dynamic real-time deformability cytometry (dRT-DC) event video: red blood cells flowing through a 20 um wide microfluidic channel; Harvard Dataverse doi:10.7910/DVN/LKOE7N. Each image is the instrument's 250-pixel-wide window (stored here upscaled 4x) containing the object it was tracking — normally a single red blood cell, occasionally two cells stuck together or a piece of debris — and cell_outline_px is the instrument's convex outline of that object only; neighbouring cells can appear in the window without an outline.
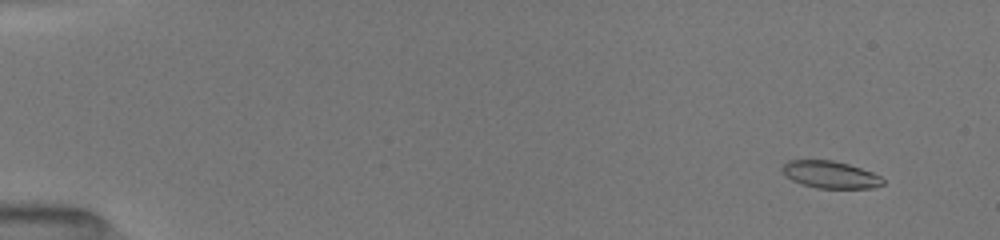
{"species": "common noctule bat (a hibernating species)", "species_latin": "Nyctalus noctula", "temperature_condition": "room temperature", "stored_images_in_passage": 40, "camera_frame_rate_fps": 3000, "um_per_image_px": 0.085, "animal": {"sex": "female", "body_mass_g": 19.5, "forearm_length_mm": 54.1}, "frame": {"image": 1, "passage_image": 3, "time_ms": 1.333, "image_size_px": [1000, 240], "cell_outline_px": [[884, 184], [872, 188], [816, 188], [800, 184], [784, 176], [780, 168], [788, 160], [832, 160], [848, 164], [872, 172], [880, 176], [884, 180]], "centroid_in_image_um": [70.53, 14.85], "position_along_channel_um": 14.5, "area_um2": 16.07}}
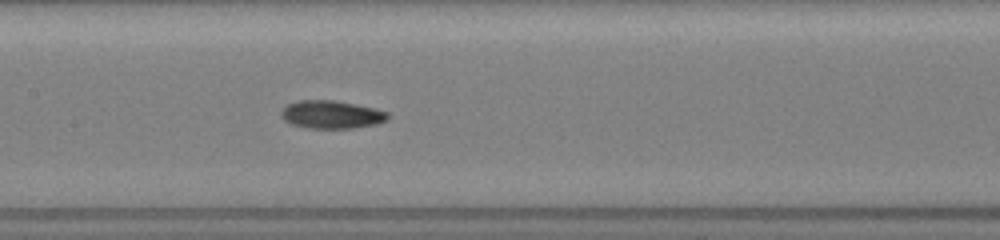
{"frame": {"image": 2, "passage_image": 18, "time_ms": 9.0, "image_size_px": [1000, 240], "cell_outline_px": [[388, 120], [376, 124], [352, 128], [308, 128], [292, 124], [284, 120], [280, 116], [280, 112], [288, 104], [300, 100], [332, 100], [372, 108], [388, 112]], "centroid_in_image_um": [28.15, 9.74], "position_along_channel_um": 179.3, "area_um2": 17.17}}
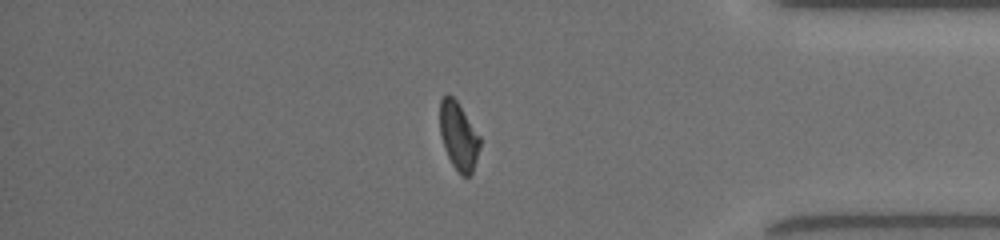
{"frame": {"image": 3, "passage_image": 36, "time_ms": 15.0, "image_size_px": [1000, 240], "cell_outline_px": [[480, 148], [472, 176], [464, 176], [452, 164], [444, 148], [440, 132], [440, 100], [448, 92], [456, 100], [480, 136]], "centroid_in_image_um": [38.98, 11.56], "position_along_channel_um": 396.2, "area_um2": 15.78}, "authors_computed_cell_mechanics": {"area_um2": 16.6753, "velocity_mm_per_s": 3.9816, "shape_relaxation_time_tau1_ms": 3.2015, "shape_relaxation_time_tau2_ms": 2.6876, "deformation_change_tau1": 0.1375, "deformation_change_tau2": 0.08}}